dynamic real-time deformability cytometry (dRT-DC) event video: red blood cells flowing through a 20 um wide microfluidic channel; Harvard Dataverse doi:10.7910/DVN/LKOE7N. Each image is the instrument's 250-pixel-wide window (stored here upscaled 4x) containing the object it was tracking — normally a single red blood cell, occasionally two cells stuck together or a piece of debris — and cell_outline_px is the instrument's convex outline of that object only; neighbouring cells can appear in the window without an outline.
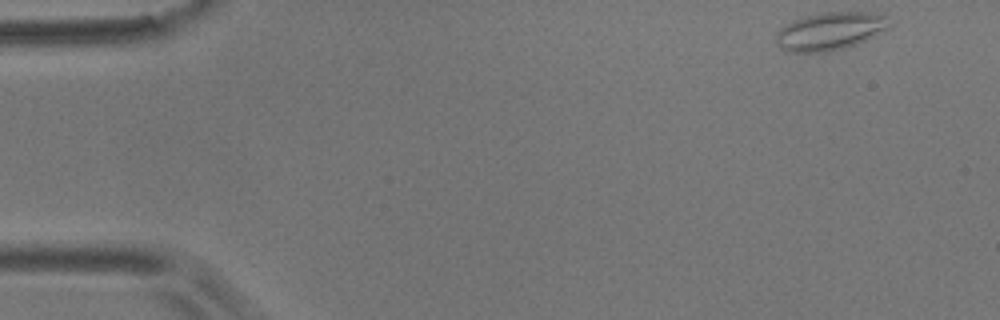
{"species": "common noctule bat (a hibernating species)", "species_latin": "Nyctalus noctula", "temperature_condition": "room temperature", "stored_images_in_passage": 11, "camera_frame_rate_fps": 3000, "um_per_image_px": 0.085, "animal": {"sex": "male", "body_mass_g": 17.9}, "frame": {"image": 1, "passage_image": 1, "time_ms": 0.0, "image_size_px": [1000, 320], "cell_outline_px": [[888, 28], [856, 44], [824, 52], [788, 52], [780, 48], [776, 44], [776, 32], [780, 28], [792, 20], [808, 16], [828, 12], [872, 12], [888, 16]], "centroid_in_image_um": [70.51, 2.65], "position_along_channel_um": 14.5, "area_um2": 24.68}}
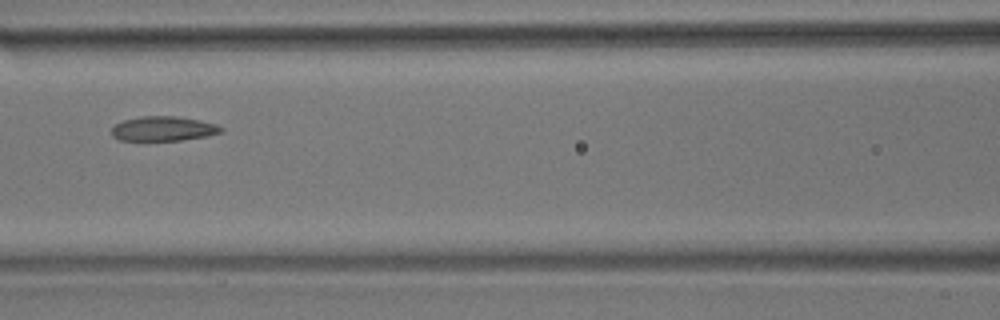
{"frame": {"image": 2, "passage_image": 5, "time_ms": 1.333, "image_size_px": [1000, 320], "cell_outline_px": [[224, 132], [208, 136], [180, 140], [120, 140], [112, 136], [112, 128], [116, 124], [124, 120], [140, 116], [176, 116], [200, 120], [216, 124], [224, 128]], "centroid_in_image_um": [13.93, 10.93], "position_along_channel_um": 152.7, "area_um2": 15.72}}
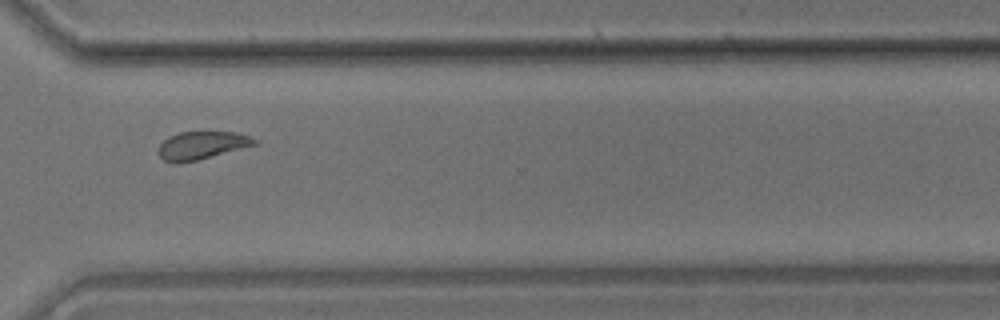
{"frame": {"image": 3, "passage_image": 10, "time_ms": 3.0, "image_size_px": [1000, 320], "cell_outline_px": [[256, 144], [196, 160], [176, 164], [164, 160], [156, 152], [160, 144], [168, 136], [180, 132], [236, 132], [248, 136], [256, 140]], "centroid_in_image_um": [17.06, 12.35], "position_along_channel_um": 353.5, "area_um2": 15.37}}